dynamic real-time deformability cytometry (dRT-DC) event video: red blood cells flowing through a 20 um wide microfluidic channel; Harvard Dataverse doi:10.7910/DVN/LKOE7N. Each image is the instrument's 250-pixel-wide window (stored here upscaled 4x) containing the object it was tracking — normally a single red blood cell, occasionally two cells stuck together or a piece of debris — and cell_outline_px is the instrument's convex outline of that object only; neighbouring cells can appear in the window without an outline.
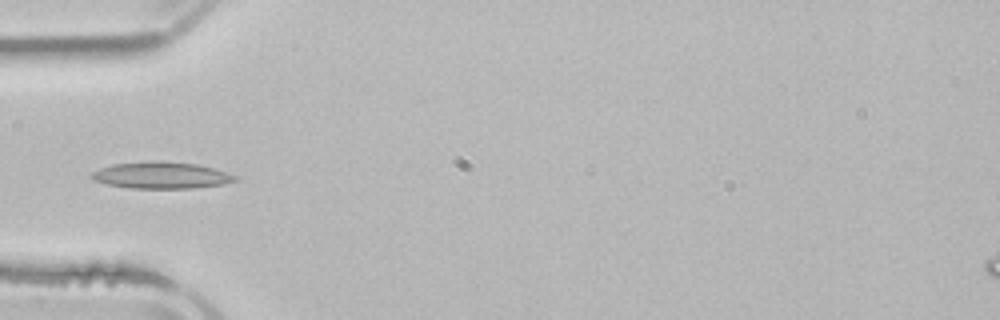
{"species": "common noctule bat (a hibernating species)", "species_latin": "Nyctalus noctula", "temperature_condition": "room temperature", "stored_images_in_passage": 3, "camera_frame_rate_fps": 3000, "um_per_image_px": 0.085, "animal": {"sex": "male", "body_mass_g": 21.5, "forearm_length_mm": 52.0}, "frame": {"image": 1, "passage_image": 3, "time_ms": 2.333, "image_size_px": [1000, 320], "cell_outline_px": [[240, 180], [224, 184], [192, 188], [128, 188], [108, 184], [92, 180], [92, 172], [100, 168], [112, 164], [152, 160], [164, 160], [196, 164], [212, 168], [236, 176]], "centroid_in_image_um": [13.7, 14.89], "position_along_channel_um": 71.3, "area_um2": 22.37}}